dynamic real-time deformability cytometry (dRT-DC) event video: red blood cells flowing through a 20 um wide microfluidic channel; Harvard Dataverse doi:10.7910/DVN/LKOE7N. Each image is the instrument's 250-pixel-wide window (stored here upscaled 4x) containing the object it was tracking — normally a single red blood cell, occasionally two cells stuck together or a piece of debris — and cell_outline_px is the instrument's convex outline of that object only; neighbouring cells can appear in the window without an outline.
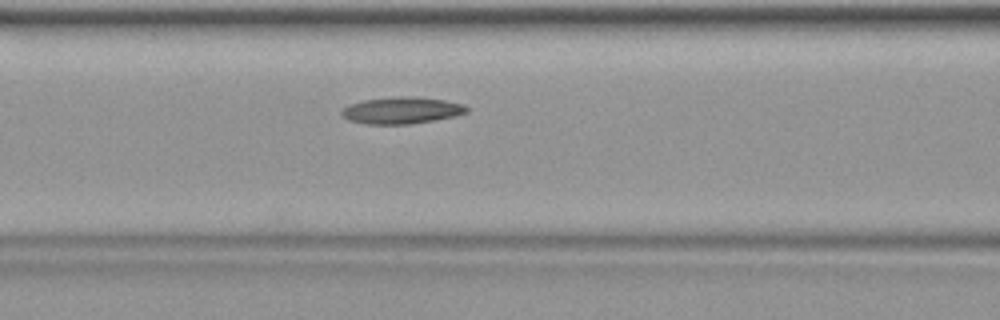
{"species": "common noctule bat (a hibernating species)", "species_latin": "Nyctalus noctula", "temperature_condition": "warm", "stored_images_in_passage": 34, "camera_frame_rate_fps": 3000, "um_per_image_px": 0.085, "animal": {"sex": "female", "body_mass_g": 19.9}, "frame": {"image": 1, "passage_image": 10, "time_ms": 3.0, "image_size_px": [1000, 320], "cell_outline_px": [[468, 112], [456, 116], [408, 124], [364, 124], [348, 120], [340, 112], [344, 108], [352, 104], [364, 100], [400, 96], [416, 96], [444, 100], [464, 104], [468, 108]], "centroid_in_image_um": [34.17, 9.38], "position_along_channel_um": 132.4, "area_um2": 19.36}}
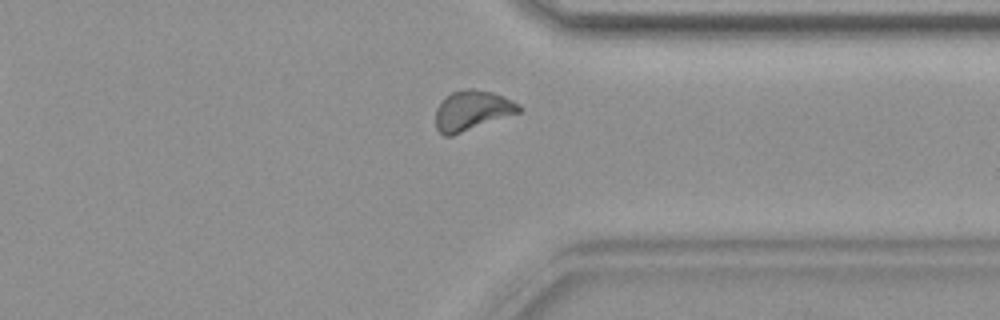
{"frame": {"image": 2, "passage_image": 25, "time_ms": 8.0, "image_size_px": [1000, 320], "cell_outline_px": [[520, 112], [452, 136], [444, 136], [436, 128], [436, 108], [440, 100], [452, 92], [468, 88], [472, 88], [492, 92], [512, 100], [520, 104]], "centroid_in_image_um": [40.1, 9.39], "position_along_channel_um": 371.3, "area_um2": 19.36}}